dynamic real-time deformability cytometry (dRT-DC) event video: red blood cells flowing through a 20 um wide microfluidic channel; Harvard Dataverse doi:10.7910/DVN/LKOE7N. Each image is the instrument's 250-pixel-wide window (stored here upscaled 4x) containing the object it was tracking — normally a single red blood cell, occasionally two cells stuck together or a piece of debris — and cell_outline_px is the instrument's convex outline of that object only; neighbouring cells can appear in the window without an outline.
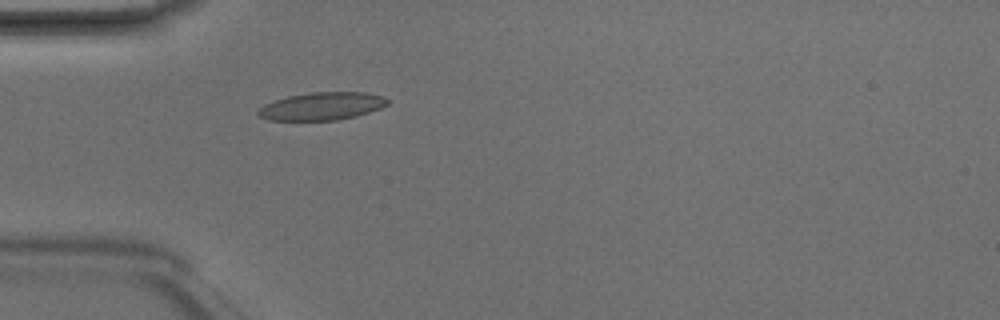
{"species": "Egyptian fruit bat (a non-hibernating species)", "species_latin": "Rousettus aegyptiacus", "temperature_condition": "room temperature", "stored_images_in_passage": 3, "camera_frame_rate_fps": 3000, "um_per_image_px": 0.085, "animal": {"sex": "male"}, "frame": {"image": 1, "passage_image": 3, "time_ms": 0.667, "image_size_px": [1000, 320], "cell_outline_px": [[388, 104], [380, 108], [356, 116], [336, 120], [268, 120], [260, 116], [256, 112], [264, 104], [272, 100], [288, 96], [312, 92], [364, 92], [384, 96], [388, 100]], "centroid_in_image_um": [27.34, 9.02], "position_along_channel_um": 57.7, "area_um2": 20.92}}